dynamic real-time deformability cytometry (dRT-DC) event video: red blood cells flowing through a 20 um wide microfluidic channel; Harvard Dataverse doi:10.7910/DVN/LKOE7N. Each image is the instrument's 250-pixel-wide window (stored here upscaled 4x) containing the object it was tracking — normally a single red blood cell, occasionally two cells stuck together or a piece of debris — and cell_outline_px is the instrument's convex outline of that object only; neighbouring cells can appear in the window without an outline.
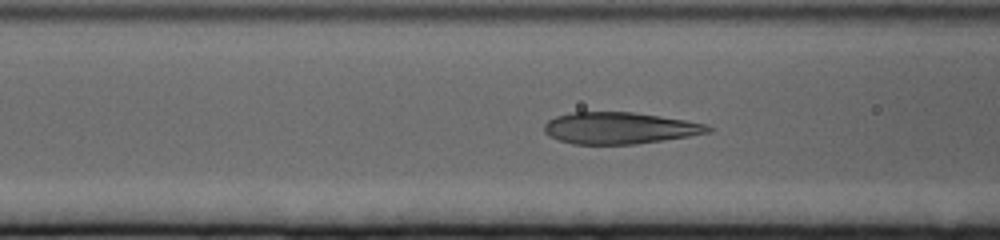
{"species": "human", "species_latin": "Homo sapiens", "temperature_condition": "cold", "stored_images_in_passage": 57, "camera_frame_rate_fps": 3000, "um_per_image_px": 0.085, "donor": {"sex": "female"}, "frame": {"image": 1, "passage_image": 25, "time_ms": 8.0, "image_size_px": [1000, 240], "cell_outline_px": [[712, 132], [688, 136], [636, 144], [572, 144], [548, 136], [544, 132], [544, 124], [548, 120], [556, 116], [572, 112], [632, 112], [660, 116], [684, 120], [704, 124], [712, 128]], "centroid_in_image_um": [52.62, 10.89], "position_along_channel_um": 114.0, "area_um2": 30.06}}
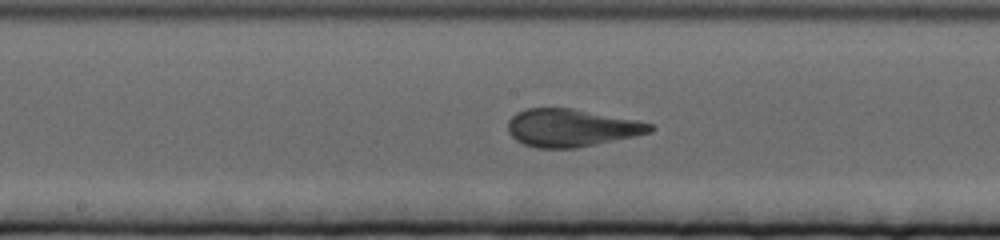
{"frame": {"image": 2, "passage_image": 33, "time_ms": 10.667, "image_size_px": [1000, 240], "cell_outline_px": [[656, 128], [652, 132], [576, 148], [536, 148], [524, 144], [516, 140], [508, 132], [508, 120], [516, 112], [528, 108], [572, 108], [636, 120], [652, 124]], "centroid_in_image_um": [48.54, 10.86], "position_along_channel_um": 199.7, "area_um2": 31.1}}
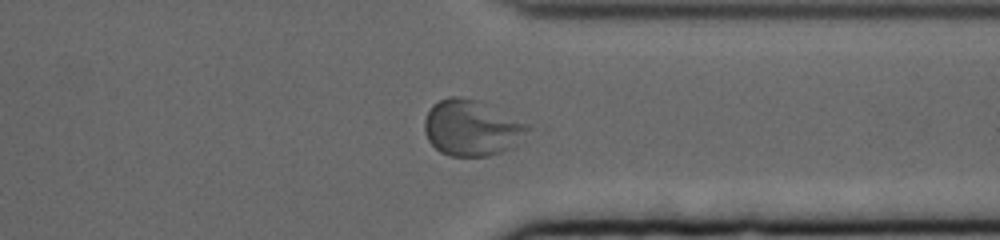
{"frame": {"image": 3, "passage_image": 49, "time_ms": 16.0, "image_size_px": [1000, 240], "cell_outline_px": [[528, 128], [512, 148], [488, 156], [448, 156], [440, 152], [428, 140], [424, 132], [424, 120], [432, 104], [448, 96], [456, 96], [476, 100], [528, 124]], "centroid_in_image_um": [40.01, 10.88], "position_along_channel_um": 371.4, "area_um2": 33.06}}